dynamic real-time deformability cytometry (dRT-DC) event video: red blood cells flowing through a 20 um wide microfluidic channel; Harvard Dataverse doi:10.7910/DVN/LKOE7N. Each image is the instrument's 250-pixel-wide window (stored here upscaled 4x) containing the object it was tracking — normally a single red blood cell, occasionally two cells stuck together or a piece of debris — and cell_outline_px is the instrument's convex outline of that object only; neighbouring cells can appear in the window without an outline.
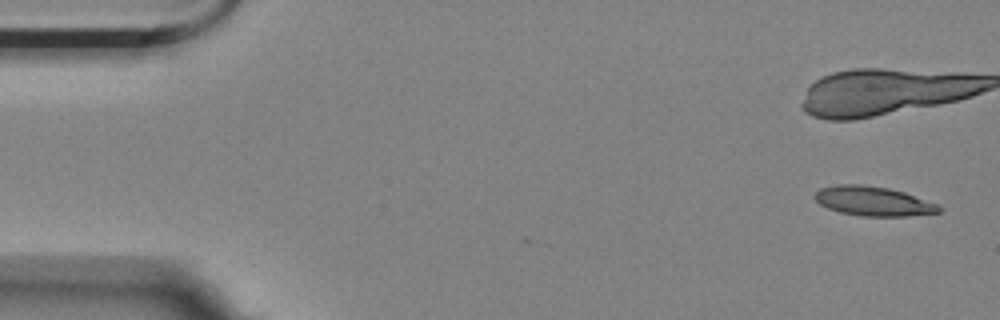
{"species": "Egyptian fruit bat (a non-hibernating species)", "species_latin": "Rousettus aegyptiacus", "temperature_condition": "room temperature", "stored_images_in_passage": 5, "camera_frame_rate_fps": 3000, "um_per_image_px": 0.085, "animal": {"sex": "female"}, "frame": {"image": 1, "passage_image": 1, "time_ms": 0.0, "image_size_px": [1000, 320], "cell_outline_px": [[944, 208], [940, 212], [908, 216], [860, 216], [840, 212], [828, 208], [820, 204], [812, 196], [820, 188], [836, 184], [860, 184], [888, 188], [904, 192], [936, 204]], "centroid_in_image_um": [74.2, 17.1], "position_along_channel_um": 10.8, "area_um2": 21.27}}